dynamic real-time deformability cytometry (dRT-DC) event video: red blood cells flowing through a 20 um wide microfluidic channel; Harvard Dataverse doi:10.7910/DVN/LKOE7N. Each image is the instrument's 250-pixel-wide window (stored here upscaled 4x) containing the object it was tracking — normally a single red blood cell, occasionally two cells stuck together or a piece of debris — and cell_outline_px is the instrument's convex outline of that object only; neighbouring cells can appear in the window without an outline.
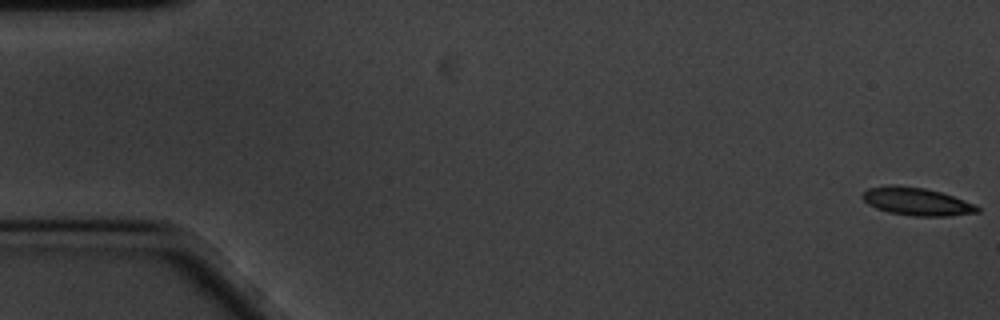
{"species": "common noctule bat (a hibernating species)", "species_latin": "Nyctalus noctula", "temperature_condition": "cold", "stored_images_in_passage": 60, "camera_frame_rate_fps": 3000, "um_per_image_px": 0.085, "animal": {"sex": "male", "body_mass_g": 20.1, "forearm_length_mm": 53.5}, "frame": {"image": 1, "passage_image": 1, "time_ms": 0.0, "image_size_px": [1000, 320], "cell_outline_px": [[980, 212], [948, 216], [912, 216], [888, 212], [876, 208], [868, 204], [860, 196], [868, 188], [888, 184], [896, 184], [924, 188], [940, 192], [976, 204], [980, 208]], "centroid_in_image_um": [77.9, 17.12], "position_along_channel_um": 7.1, "area_um2": 18.79}}
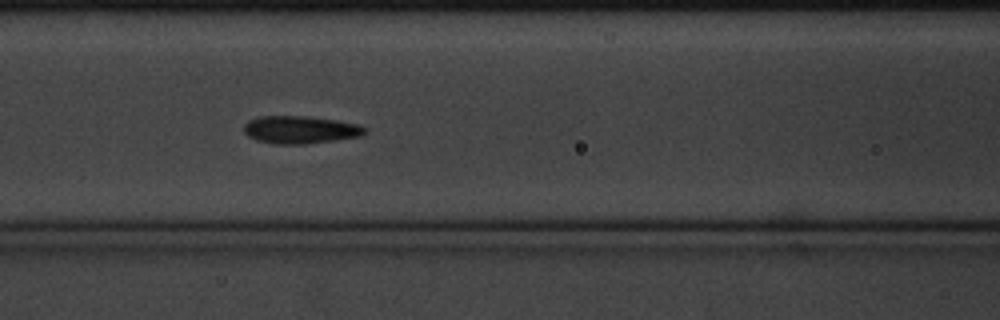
{"frame": {"image": 2, "passage_image": 25, "time_ms": 8.0, "image_size_px": [1000, 320], "cell_outline_px": [[368, 128], [360, 136], [336, 140], [304, 144], [272, 144], [256, 140], [248, 136], [244, 132], [244, 124], [248, 120], [260, 116], [308, 116], [336, 120], [360, 124]], "centroid_in_image_um": [25.51, 11.02], "position_along_channel_um": 141.1, "area_um2": 19.65}}
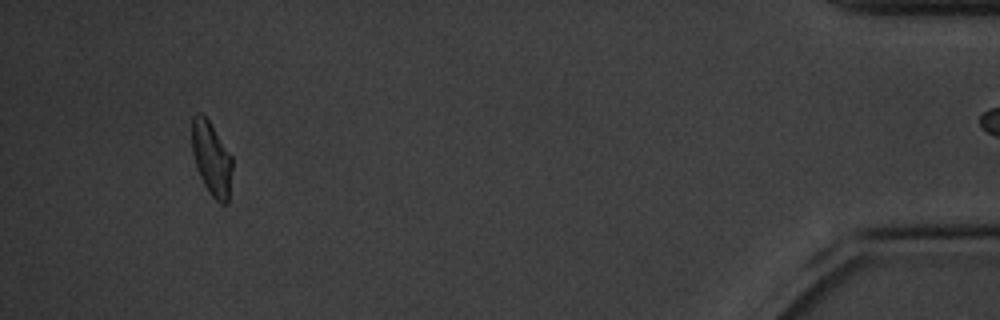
{"frame": {"image": 3, "passage_image": 56, "time_ms": 18.333, "image_size_px": [1000, 320], "cell_outline_px": [[232, 168], [228, 204], [220, 204], [212, 196], [204, 184], [196, 168], [192, 152], [192, 116], [196, 112], [200, 112], [208, 120], [232, 156]], "centroid_in_image_um": [17.97, 13.49], "position_along_channel_um": 417.2, "area_um2": 17.34}, "authors_computed_cell_mechanics": {"area_um2": 18.5538, "velocity_mm_per_s": 3.375, "shape_relaxation_time_tau1_ms": 3.2429, "shape_relaxation_time_tau2_ms": 2.3491, "deformation_change_tau1": 0.1186, "deformation_change_tau2": 0.0684}}